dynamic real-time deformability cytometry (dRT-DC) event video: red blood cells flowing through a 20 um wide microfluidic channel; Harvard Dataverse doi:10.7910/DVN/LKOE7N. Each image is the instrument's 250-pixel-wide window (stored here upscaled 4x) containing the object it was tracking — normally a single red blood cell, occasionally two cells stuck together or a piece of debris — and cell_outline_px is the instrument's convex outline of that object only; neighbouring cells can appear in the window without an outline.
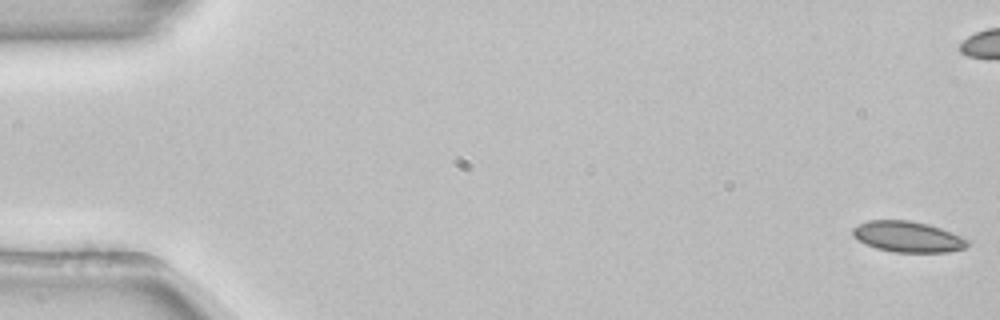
{"species": "common noctule bat (a hibernating species)", "species_latin": "Nyctalus noctula", "temperature_condition": "room temperature", "stored_images_in_passage": 54, "camera_frame_rate_fps": 3000, "um_per_image_px": 0.085, "animal": {"sex": "female", "body_mass_g": 22.7, "forearm_length_mm": 54.2}, "frame": {"image": 1, "passage_image": 1, "time_ms": 0.0, "image_size_px": [1000, 320], "cell_outline_px": [[968, 244], [964, 248], [948, 252], [892, 252], [876, 248], [864, 244], [852, 236], [852, 228], [856, 224], [868, 220], [908, 220], [928, 224], [952, 232], [968, 240]], "centroid_in_image_um": [77.1, 20.12], "position_along_channel_um": 7.9, "area_um2": 20.75}}